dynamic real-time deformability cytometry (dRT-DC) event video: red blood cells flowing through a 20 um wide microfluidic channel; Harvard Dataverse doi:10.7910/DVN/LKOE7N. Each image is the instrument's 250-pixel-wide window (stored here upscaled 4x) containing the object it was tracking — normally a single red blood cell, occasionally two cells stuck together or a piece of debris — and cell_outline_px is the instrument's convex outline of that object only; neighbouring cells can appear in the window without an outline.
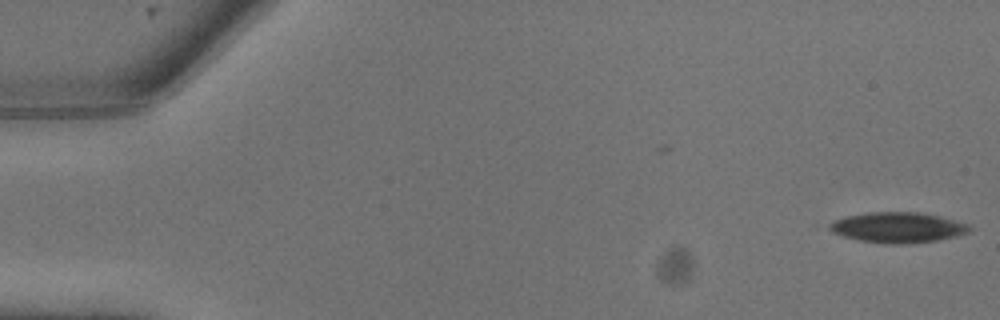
{"species": "common noctule bat (a hibernating species)", "species_latin": "Nyctalus noctula", "temperature_condition": "warm", "stored_images_in_passage": 9, "camera_frame_rate_fps": 3000, "um_per_image_px": 0.085, "animal": {"sex": "male", "body_mass_g": 13.3}, "frame": {"image": 1, "passage_image": 1, "time_ms": 0.0, "image_size_px": [1000, 320], "cell_outline_px": [[972, 228], [968, 232], [956, 236], [936, 240], [904, 244], [884, 244], [860, 240], [844, 236], [832, 232], [824, 228], [828, 224], [844, 216], [868, 212], [920, 212], [940, 216], [956, 220], [968, 224]], "centroid_in_image_um": [76.28, 19.33], "position_along_channel_um": 8.7, "area_um2": 24.97}}
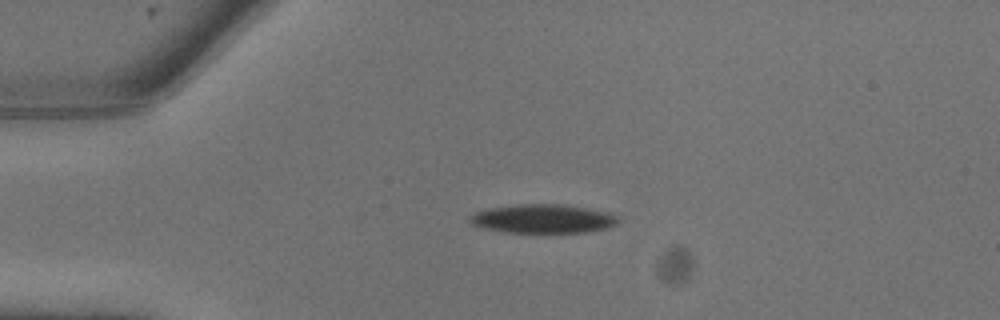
{"frame": {"image": 2, "passage_image": 6, "time_ms": 1.667, "image_size_px": [1000, 320], "cell_outline_px": [[620, 224], [608, 228], [588, 232], [504, 232], [484, 228], [472, 224], [468, 220], [468, 216], [476, 212], [492, 208], [520, 204], [564, 204], [608, 212], [620, 216]], "centroid_in_image_um": [46.23, 18.59], "position_along_channel_um": 38.8, "area_um2": 25.03}}
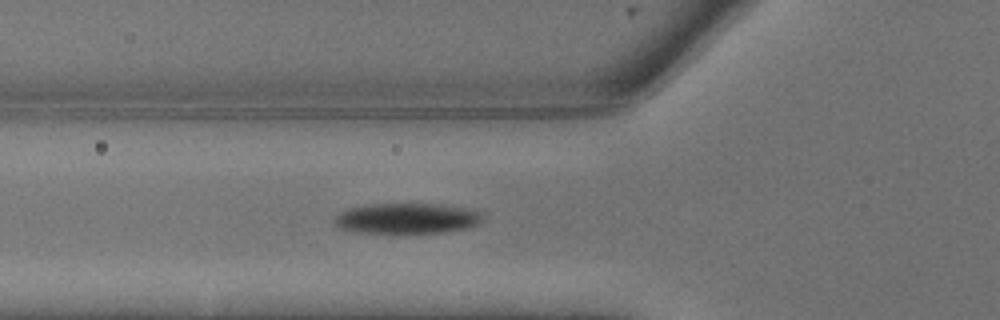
{"frame": {"image": 3, "passage_image": 9, "time_ms": 2.667, "image_size_px": [1000, 320], "cell_outline_px": [[488, 216], [480, 224], [468, 228], [444, 232], [356, 232], [340, 228], [332, 220], [340, 212], [348, 208], [368, 204], [452, 204], [484, 212]], "centroid_in_image_um": [34.71, 18.54], "position_along_channel_um": 91.1, "area_um2": 26.76}}